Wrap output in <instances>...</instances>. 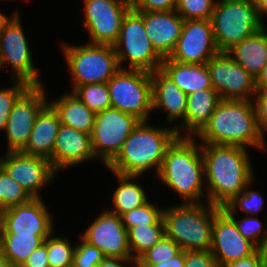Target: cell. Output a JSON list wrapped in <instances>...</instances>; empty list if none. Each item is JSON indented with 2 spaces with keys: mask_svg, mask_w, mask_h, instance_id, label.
<instances>
[{
  "mask_svg": "<svg viewBox=\"0 0 267 267\" xmlns=\"http://www.w3.org/2000/svg\"><path fill=\"white\" fill-rule=\"evenodd\" d=\"M197 139L177 136L166 149L161 169L156 177L171 191L180 195L182 203H201L203 197L207 201L204 193L201 144H198Z\"/></svg>",
  "mask_w": 267,
  "mask_h": 267,
  "instance_id": "3",
  "label": "cell"
},
{
  "mask_svg": "<svg viewBox=\"0 0 267 267\" xmlns=\"http://www.w3.org/2000/svg\"><path fill=\"white\" fill-rule=\"evenodd\" d=\"M267 265V250L258 249L254 254L228 263L224 267H265Z\"/></svg>",
  "mask_w": 267,
  "mask_h": 267,
  "instance_id": "44",
  "label": "cell"
},
{
  "mask_svg": "<svg viewBox=\"0 0 267 267\" xmlns=\"http://www.w3.org/2000/svg\"><path fill=\"white\" fill-rule=\"evenodd\" d=\"M184 267H220L211 251H185Z\"/></svg>",
  "mask_w": 267,
  "mask_h": 267,
  "instance_id": "41",
  "label": "cell"
},
{
  "mask_svg": "<svg viewBox=\"0 0 267 267\" xmlns=\"http://www.w3.org/2000/svg\"><path fill=\"white\" fill-rule=\"evenodd\" d=\"M259 248L244 238L235 222L221 209L214 217L211 253L220 267L246 258Z\"/></svg>",
  "mask_w": 267,
  "mask_h": 267,
  "instance_id": "19",
  "label": "cell"
},
{
  "mask_svg": "<svg viewBox=\"0 0 267 267\" xmlns=\"http://www.w3.org/2000/svg\"><path fill=\"white\" fill-rule=\"evenodd\" d=\"M73 254L72 267H97L105 256L97 247L83 240L80 236Z\"/></svg>",
  "mask_w": 267,
  "mask_h": 267,
  "instance_id": "40",
  "label": "cell"
},
{
  "mask_svg": "<svg viewBox=\"0 0 267 267\" xmlns=\"http://www.w3.org/2000/svg\"><path fill=\"white\" fill-rule=\"evenodd\" d=\"M151 80L152 110L163 109L169 122L179 120L181 124L185 120L187 94L182 92L161 69L151 72Z\"/></svg>",
  "mask_w": 267,
  "mask_h": 267,
  "instance_id": "22",
  "label": "cell"
},
{
  "mask_svg": "<svg viewBox=\"0 0 267 267\" xmlns=\"http://www.w3.org/2000/svg\"><path fill=\"white\" fill-rule=\"evenodd\" d=\"M227 54L254 78L267 64V27L233 45Z\"/></svg>",
  "mask_w": 267,
  "mask_h": 267,
  "instance_id": "25",
  "label": "cell"
},
{
  "mask_svg": "<svg viewBox=\"0 0 267 267\" xmlns=\"http://www.w3.org/2000/svg\"><path fill=\"white\" fill-rule=\"evenodd\" d=\"M57 112L62 125L92 134L96 113L90 110L73 92L48 102Z\"/></svg>",
  "mask_w": 267,
  "mask_h": 267,
  "instance_id": "27",
  "label": "cell"
},
{
  "mask_svg": "<svg viewBox=\"0 0 267 267\" xmlns=\"http://www.w3.org/2000/svg\"><path fill=\"white\" fill-rule=\"evenodd\" d=\"M219 52L210 20H184L179 40L168 58L180 63L206 64Z\"/></svg>",
  "mask_w": 267,
  "mask_h": 267,
  "instance_id": "16",
  "label": "cell"
},
{
  "mask_svg": "<svg viewBox=\"0 0 267 267\" xmlns=\"http://www.w3.org/2000/svg\"><path fill=\"white\" fill-rule=\"evenodd\" d=\"M149 201L121 215L126 230L136 226L155 225L162 218L163 208H159L155 201Z\"/></svg>",
  "mask_w": 267,
  "mask_h": 267,
  "instance_id": "35",
  "label": "cell"
},
{
  "mask_svg": "<svg viewBox=\"0 0 267 267\" xmlns=\"http://www.w3.org/2000/svg\"><path fill=\"white\" fill-rule=\"evenodd\" d=\"M18 13V11H14L12 13V16L10 15V18L0 11V35L5 30L7 24L12 20V18Z\"/></svg>",
  "mask_w": 267,
  "mask_h": 267,
  "instance_id": "50",
  "label": "cell"
},
{
  "mask_svg": "<svg viewBox=\"0 0 267 267\" xmlns=\"http://www.w3.org/2000/svg\"><path fill=\"white\" fill-rule=\"evenodd\" d=\"M155 51L164 59L173 52L181 35L184 19L176 10L138 12Z\"/></svg>",
  "mask_w": 267,
  "mask_h": 267,
  "instance_id": "21",
  "label": "cell"
},
{
  "mask_svg": "<svg viewBox=\"0 0 267 267\" xmlns=\"http://www.w3.org/2000/svg\"><path fill=\"white\" fill-rule=\"evenodd\" d=\"M112 173L117 179L118 187L112 195L113 206L109 210L110 212L121 216L125 212L142 206L149 200L145 189L135 181L141 176Z\"/></svg>",
  "mask_w": 267,
  "mask_h": 267,
  "instance_id": "28",
  "label": "cell"
},
{
  "mask_svg": "<svg viewBox=\"0 0 267 267\" xmlns=\"http://www.w3.org/2000/svg\"><path fill=\"white\" fill-rule=\"evenodd\" d=\"M220 100L221 98L214 88L198 90L187 95L185 120L174 126L177 135L195 137L208 123Z\"/></svg>",
  "mask_w": 267,
  "mask_h": 267,
  "instance_id": "23",
  "label": "cell"
},
{
  "mask_svg": "<svg viewBox=\"0 0 267 267\" xmlns=\"http://www.w3.org/2000/svg\"><path fill=\"white\" fill-rule=\"evenodd\" d=\"M60 126L61 122L57 112L48 103L38 114L29 140L21 152L27 155L41 156L49 160Z\"/></svg>",
  "mask_w": 267,
  "mask_h": 267,
  "instance_id": "24",
  "label": "cell"
},
{
  "mask_svg": "<svg viewBox=\"0 0 267 267\" xmlns=\"http://www.w3.org/2000/svg\"><path fill=\"white\" fill-rule=\"evenodd\" d=\"M132 265L131 267L135 266V263L133 262V259H120V258H111V257H105L101 263L97 267H126ZM127 266V267H128Z\"/></svg>",
  "mask_w": 267,
  "mask_h": 267,
  "instance_id": "47",
  "label": "cell"
},
{
  "mask_svg": "<svg viewBox=\"0 0 267 267\" xmlns=\"http://www.w3.org/2000/svg\"><path fill=\"white\" fill-rule=\"evenodd\" d=\"M139 122L134 115L113 107L97 112L91 134L95 158L100 159L106 167L120 152Z\"/></svg>",
  "mask_w": 267,
  "mask_h": 267,
  "instance_id": "10",
  "label": "cell"
},
{
  "mask_svg": "<svg viewBox=\"0 0 267 267\" xmlns=\"http://www.w3.org/2000/svg\"><path fill=\"white\" fill-rule=\"evenodd\" d=\"M72 92L95 113L112 107L107 83L80 85L77 86Z\"/></svg>",
  "mask_w": 267,
  "mask_h": 267,
  "instance_id": "31",
  "label": "cell"
},
{
  "mask_svg": "<svg viewBox=\"0 0 267 267\" xmlns=\"http://www.w3.org/2000/svg\"><path fill=\"white\" fill-rule=\"evenodd\" d=\"M79 236L102 251L105 257L133 259L121 216L110 212L109 209L100 212Z\"/></svg>",
  "mask_w": 267,
  "mask_h": 267,
  "instance_id": "17",
  "label": "cell"
},
{
  "mask_svg": "<svg viewBox=\"0 0 267 267\" xmlns=\"http://www.w3.org/2000/svg\"><path fill=\"white\" fill-rule=\"evenodd\" d=\"M267 90V64L263 67L260 74L256 77V91Z\"/></svg>",
  "mask_w": 267,
  "mask_h": 267,
  "instance_id": "48",
  "label": "cell"
},
{
  "mask_svg": "<svg viewBox=\"0 0 267 267\" xmlns=\"http://www.w3.org/2000/svg\"><path fill=\"white\" fill-rule=\"evenodd\" d=\"M33 197L0 167V211L30 202Z\"/></svg>",
  "mask_w": 267,
  "mask_h": 267,
  "instance_id": "32",
  "label": "cell"
},
{
  "mask_svg": "<svg viewBox=\"0 0 267 267\" xmlns=\"http://www.w3.org/2000/svg\"><path fill=\"white\" fill-rule=\"evenodd\" d=\"M177 136L174 127H153L148 121H140L106 168L110 172L134 176H143L154 168L157 176L166 149Z\"/></svg>",
  "mask_w": 267,
  "mask_h": 267,
  "instance_id": "4",
  "label": "cell"
},
{
  "mask_svg": "<svg viewBox=\"0 0 267 267\" xmlns=\"http://www.w3.org/2000/svg\"><path fill=\"white\" fill-rule=\"evenodd\" d=\"M210 21L220 52H226L265 26L258 17L254 0H217Z\"/></svg>",
  "mask_w": 267,
  "mask_h": 267,
  "instance_id": "6",
  "label": "cell"
},
{
  "mask_svg": "<svg viewBox=\"0 0 267 267\" xmlns=\"http://www.w3.org/2000/svg\"><path fill=\"white\" fill-rule=\"evenodd\" d=\"M253 104L255 108L258 128L265 137L267 132V90L257 91L253 97Z\"/></svg>",
  "mask_w": 267,
  "mask_h": 267,
  "instance_id": "43",
  "label": "cell"
},
{
  "mask_svg": "<svg viewBox=\"0 0 267 267\" xmlns=\"http://www.w3.org/2000/svg\"><path fill=\"white\" fill-rule=\"evenodd\" d=\"M44 85H31L15 102L8 118L7 151H21L27 144L35 120L48 104Z\"/></svg>",
  "mask_w": 267,
  "mask_h": 267,
  "instance_id": "13",
  "label": "cell"
},
{
  "mask_svg": "<svg viewBox=\"0 0 267 267\" xmlns=\"http://www.w3.org/2000/svg\"><path fill=\"white\" fill-rule=\"evenodd\" d=\"M234 222L241 235L259 249L267 250V228L258 217L248 215L237 220L234 213H226ZM264 227V228H263ZM264 229V231H263Z\"/></svg>",
  "mask_w": 267,
  "mask_h": 267,
  "instance_id": "36",
  "label": "cell"
},
{
  "mask_svg": "<svg viewBox=\"0 0 267 267\" xmlns=\"http://www.w3.org/2000/svg\"><path fill=\"white\" fill-rule=\"evenodd\" d=\"M213 88L221 99L253 100L256 78L236 63L227 52H219L207 61Z\"/></svg>",
  "mask_w": 267,
  "mask_h": 267,
  "instance_id": "14",
  "label": "cell"
},
{
  "mask_svg": "<svg viewBox=\"0 0 267 267\" xmlns=\"http://www.w3.org/2000/svg\"><path fill=\"white\" fill-rule=\"evenodd\" d=\"M2 254V235H1V225H0V256Z\"/></svg>",
  "mask_w": 267,
  "mask_h": 267,
  "instance_id": "52",
  "label": "cell"
},
{
  "mask_svg": "<svg viewBox=\"0 0 267 267\" xmlns=\"http://www.w3.org/2000/svg\"><path fill=\"white\" fill-rule=\"evenodd\" d=\"M0 167L33 198H41V189L57 175L47 158L21 151H6V155L0 157Z\"/></svg>",
  "mask_w": 267,
  "mask_h": 267,
  "instance_id": "15",
  "label": "cell"
},
{
  "mask_svg": "<svg viewBox=\"0 0 267 267\" xmlns=\"http://www.w3.org/2000/svg\"><path fill=\"white\" fill-rule=\"evenodd\" d=\"M181 250L174 240L164 236L136 261L135 266H150L164 262L176 256Z\"/></svg>",
  "mask_w": 267,
  "mask_h": 267,
  "instance_id": "37",
  "label": "cell"
},
{
  "mask_svg": "<svg viewBox=\"0 0 267 267\" xmlns=\"http://www.w3.org/2000/svg\"><path fill=\"white\" fill-rule=\"evenodd\" d=\"M82 27L89 33L91 44L114 45L122 21L132 8V0H83Z\"/></svg>",
  "mask_w": 267,
  "mask_h": 267,
  "instance_id": "11",
  "label": "cell"
},
{
  "mask_svg": "<svg viewBox=\"0 0 267 267\" xmlns=\"http://www.w3.org/2000/svg\"><path fill=\"white\" fill-rule=\"evenodd\" d=\"M11 81L13 86L0 89V130L3 132L16 100L31 86L20 79L11 78Z\"/></svg>",
  "mask_w": 267,
  "mask_h": 267,
  "instance_id": "38",
  "label": "cell"
},
{
  "mask_svg": "<svg viewBox=\"0 0 267 267\" xmlns=\"http://www.w3.org/2000/svg\"><path fill=\"white\" fill-rule=\"evenodd\" d=\"M121 69L153 72L161 68L163 58L153 48L146 34L143 17L132 7L124 16L118 40L113 45ZM123 65V66H122Z\"/></svg>",
  "mask_w": 267,
  "mask_h": 267,
  "instance_id": "8",
  "label": "cell"
},
{
  "mask_svg": "<svg viewBox=\"0 0 267 267\" xmlns=\"http://www.w3.org/2000/svg\"><path fill=\"white\" fill-rule=\"evenodd\" d=\"M185 266V251L181 250L176 256L164 262L150 266H135V267H184Z\"/></svg>",
  "mask_w": 267,
  "mask_h": 267,
  "instance_id": "46",
  "label": "cell"
},
{
  "mask_svg": "<svg viewBox=\"0 0 267 267\" xmlns=\"http://www.w3.org/2000/svg\"><path fill=\"white\" fill-rule=\"evenodd\" d=\"M216 0H176V11L184 20H210Z\"/></svg>",
  "mask_w": 267,
  "mask_h": 267,
  "instance_id": "39",
  "label": "cell"
},
{
  "mask_svg": "<svg viewBox=\"0 0 267 267\" xmlns=\"http://www.w3.org/2000/svg\"><path fill=\"white\" fill-rule=\"evenodd\" d=\"M64 59L73 81L71 92L80 85L107 83L120 69L119 61L112 45L63 44Z\"/></svg>",
  "mask_w": 267,
  "mask_h": 267,
  "instance_id": "7",
  "label": "cell"
},
{
  "mask_svg": "<svg viewBox=\"0 0 267 267\" xmlns=\"http://www.w3.org/2000/svg\"><path fill=\"white\" fill-rule=\"evenodd\" d=\"M255 178L245 187V189L238 193L231 201H229L221 209L225 213H234L240 208L246 215L254 216V214L262 211L264 206V196L256 190H248L250 185H253Z\"/></svg>",
  "mask_w": 267,
  "mask_h": 267,
  "instance_id": "33",
  "label": "cell"
},
{
  "mask_svg": "<svg viewBox=\"0 0 267 267\" xmlns=\"http://www.w3.org/2000/svg\"><path fill=\"white\" fill-rule=\"evenodd\" d=\"M0 267H16L7 258L0 256Z\"/></svg>",
  "mask_w": 267,
  "mask_h": 267,
  "instance_id": "51",
  "label": "cell"
},
{
  "mask_svg": "<svg viewBox=\"0 0 267 267\" xmlns=\"http://www.w3.org/2000/svg\"><path fill=\"white\" fill-rule=\"evenodd\" d=\"M174 204L163 207L165 236L174 240L184 251H210L215 215L221 207L206 202Z\"/></svg>",
  "mask_w": 267,
  "mask_h": 267,
  "instance_id": "5",
  "label": "cell"
},
{
  "mask_svg": "<svg viewBox=\"0 0 267 267\" xmlns=\"http://www.w3.org/2000/svg\"><path fill=\"white\" fill-rule=\"evenodd\" d=\"M248 150L235 145L201 144L207 202L223 207L256 178Z\"/></svg>",
  "mask_w": 267,
  "mask_h": 267,
  "instance_id": "1",
  "label": "cell"
},
{
  "mask_svg": "<svg viewBox=\"0 0 267 267\" xmlns=\"http://www.w3.org/2000/svg\"><path fill=\"white\" fill-rule=\"evenodd\" d=\"M2 256L16 267H22L29 255L51 234L1 233Z\"/></svg>",
  "mask_w": 267,
  "mask_h": 267,
  "instance_id": "29",
  "label": "cell"
},
{
  "mask_svg": "<svg viewBox=\"0 0 267 267\" xmlns=\"http://www.w3.org/2000/svg\"><path fill=\"white\" fill-rule=\"evenodd\" d=\"M255 7L257 9L258 17L260 21L264 24V17H267V0H254Z\"/></svg>",
  "mask_w": 267,
  "mask_h": 267,
  "instance_id": "49",
  "label": "cell"
},
{
  "mask_svg": "<svg viewBox=\"0 0 267 267\" xmlns=\"http://www.w3.org/2000/svg\"><path fill=\"white\" fill-rule=\"evenodd\" d=\"M19 14L12 18L0 35V70L10 64L13 68L12 79H20L30 85H43Z\"/></svg>",
  "mask_w": 267,
  "mask_h": 267,
  "instance_id": "12",
  "label": "cell"
},
{
  "mask_svg": "<svg viewBox=\"0 0 267 267\" xmlns=\"http://www.w3.org/2000/svg\"><path fill=\"white\" fill-rule=\"evenodd\" d=\"M160 69L187 95L213 88L206 64L180 63L167 57Z\"/></svg>",
  "mask_w": 267,
  "mask_h": 267,
  "instance_id": "26",
  "label": "cell"
},
{
  "mask_svg": "<svg viewBox=\"0 0 267 267\" xmlns=\"http://www.w3.org/2000/svg\"><path fill=\"white\" fill-rule=\"evenodd\" d=\"M53 232L47 237V257L49 267H72L75 246L68 237L54 236Z\"/></svg>",
  "mask_w": 267,
  "mask_h": 267,
  "instance_id": "34",
  "label": "cell"
},
{
  "mask_svg": "<svg viewBox=\"0 0 267 267\" xmlns=\"http://www.w3.org/2000/svg\"><path fill=\"white\" fill-rule=\"evenodd\" d=\"M95 159L91 135L61 124L49 159L54 171L58 174L60 170Z\"/></svg>",
  "mask_w": 267,
  "mask_h": 267,
  "instance_id": "20",
  "label": "cell"
},
{
  "mask_svg": "<svg viewBox=\"0 0 267 267\" xmlns=\"http://www.w3.org/2000/svg\"><path fill=\"white\" fill-rule=\"evenodd\" d=\"M53 224V216L42 197L0 212L1 233L52 234Z\"/></svg>",
  "mask_w": 267,
  "mask_h": 267,
  "instance_id": "18",
  "label": "cell"
},
{
  "mask_svg": "<svg viewBox=\"0 0 267 267\" xmlns=\"http://www.w3.org/2000/svg\"><path fill=\"white\" fill-rule=\"evenodd\" d=\"M128 244L133 257L136 261L156 243L165 236V226L163 218L155 225L136 226L127 230Z\"/></svg>",
  "mask_w": 267,
  "mask_h": 267,
  "instance_id": "30",
  "label": "cell"
},
{
  "mask_svg": "<svg viewBox=\"0 0 267 267\" xmlns=\"http://www.w3.org/2000/svg\"><path fill=\"white\" fill-rule=\"evenodd\" d=\"M195 137L201 144L267 149L252 100L221 99L208 123Z\"/></svg>",
  "mask_w": 267,
  "mask_h": 267,
  "instance_id": "2",
  "label": "cell"
},
{
  "mask_svg": "<svg viewBox=\"0 0 267 267\" xmlns=\"http://www.w3.org/2000/svg\"><path fill=\"white\" fill-rule=\"evenodd\" d=\"M137 12L176 10V0H132Z\"/></svg>",
  "mask_w": 267,
  "mask_h": 267,
  "instance_id": "42",
  "label": "cell"
},
{
  "mask_svg": "<svg viewBox=\"0 0 267 267\" xmlns=\"http://www.w3.org/2000/svg\"><path fill=\"white\" fill-rule=\"evenodd\" d=\"M110 103L123 113L148 121L152 112L151 72L136 69H119L107 82Z\"/></svg>",
  "mask_w": 267,
  "mask_h": 267,
  "instance_id": "9",
  "label": "cell"
},
{
  "mask_svg": "<svg viewBox=\"0 0 267 267\" xmlns=\"http://www.w3.org/2000/svg\"><path fill=\"white\" fill-rule=\"evenodd\" d=\"M22 267H49L47 257V238L40 247L35 249Z\"/></svg>",
  "mask_w": 267,
  "mask_h": 267,
  "instance_id": "45",
  "label": "cell"
}]
</instances>
